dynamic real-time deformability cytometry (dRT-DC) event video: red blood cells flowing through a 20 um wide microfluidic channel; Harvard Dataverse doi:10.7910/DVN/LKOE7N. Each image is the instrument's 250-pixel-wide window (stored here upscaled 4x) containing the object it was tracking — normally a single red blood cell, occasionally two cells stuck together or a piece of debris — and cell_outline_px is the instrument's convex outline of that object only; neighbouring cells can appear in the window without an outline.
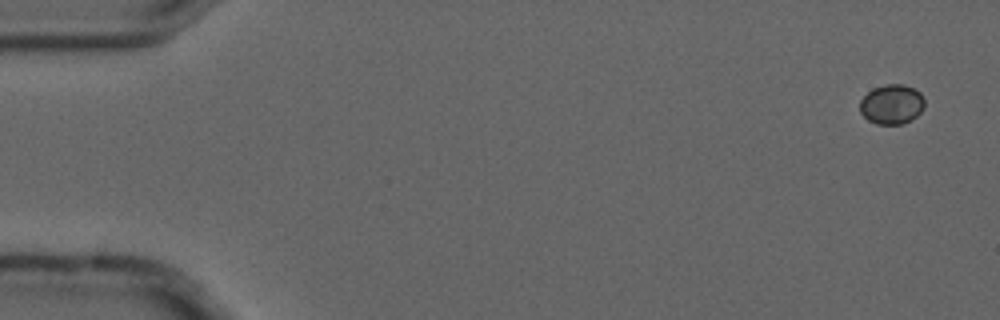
{"species": "common noctule bat (a hibernating species)", "species_latin": "Nyctalus noctula", "temperature_condition": "cold", "stored_images_in_passage": 2, "camera_frame_rate_fps": 3000, "um_per_image_px": 0.085, "animal": {"sex": "male", "forearm_length_mm": 52.5}, "frame": {"image": 1, "passage_image": 1, "time_ms": 0.0, "image_size_px": [1000, 320], "cell_outline_px": [[924, 108], [916, 116], [904, 124], [876, 124], [868, 120], [860, 112], [860, 100], [872, 88], [884, 84], [904, 84], [920, 92], [924, 96]], "centroid_in_image_um": [75.8, 8.86], "position_along_channel_um": 9.2, "area_um2": 15.09}}